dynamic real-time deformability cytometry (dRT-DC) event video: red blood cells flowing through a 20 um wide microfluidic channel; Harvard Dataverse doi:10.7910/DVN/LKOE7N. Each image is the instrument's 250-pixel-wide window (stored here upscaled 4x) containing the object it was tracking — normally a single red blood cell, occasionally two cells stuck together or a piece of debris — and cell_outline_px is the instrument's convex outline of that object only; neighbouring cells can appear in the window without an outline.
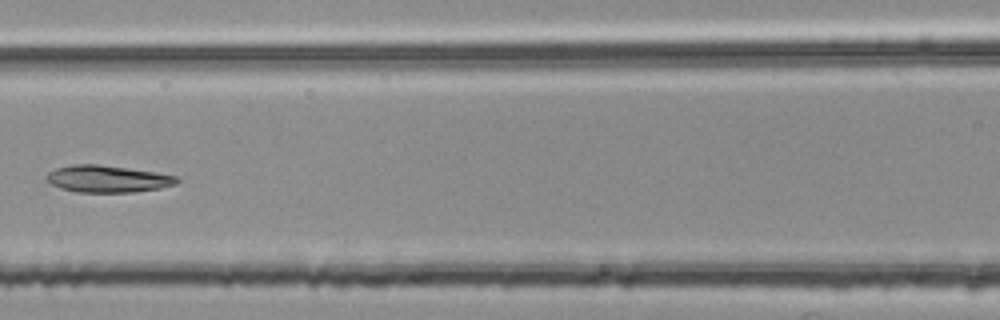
{"species": "common noctule bat (a hibernating species)", "species_latin": "Nyctalus noctula", "temperature_condition": "room temperature", "stored_images_in_passage": 5, "camera_frame_rate_fps": 3000, "um_per_image_px": 0.085, "animal": {"sex": "female", "body_mass_g": 25.1}, "frame": {"image": 1, "passage_image": 5, "time_ms": 1.333, "image_size_px": [1000, 320], "cell_outline_px": [[180, 180], [176, 184], [160, 188], [132, 192], [76, 192], [60, 188], [52, 184], [48, 180], [48, 172], [56, 168], [72, 164], [100, 164], [156, 172], [176, 176]], "centroid_in_image_um": [9.16, 15.2], "position_along_channel_um": 157.4, "area_um2": 20.4}}